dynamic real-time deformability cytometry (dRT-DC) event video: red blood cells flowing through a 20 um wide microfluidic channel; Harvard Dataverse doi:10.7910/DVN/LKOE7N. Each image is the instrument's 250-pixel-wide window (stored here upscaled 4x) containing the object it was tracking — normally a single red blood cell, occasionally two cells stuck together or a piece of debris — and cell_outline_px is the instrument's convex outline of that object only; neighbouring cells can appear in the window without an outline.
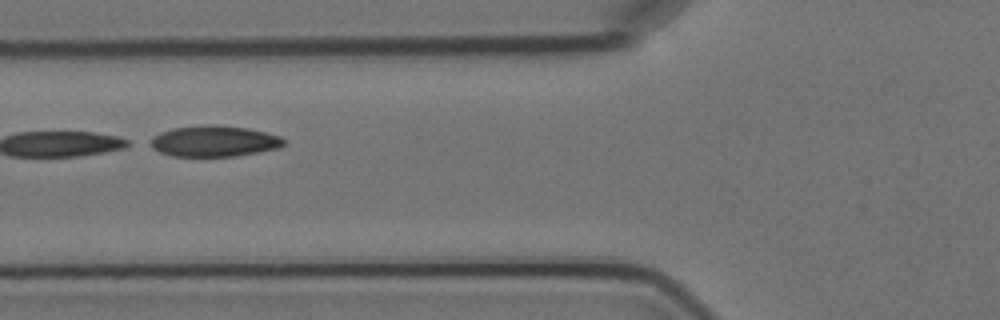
{"species": "Egyptian fruit bat (a non-hibernating species)", "species_latin": "Rousettus aegyptiacus", "temperature_condition": "cold", "stored_images_in_passage": 10, "camera_frame_rate_fps": 3000, "um_per_image_px": 0.085, "animal": {"sex": "female"}, "frame": {"image": 1, "passage_image": 5, "time_ms": 4.667, "image_size_px": [1000, 320], "cell_outline_px": [[284, 144], [280, 148], [232, 156], [172, 156], [160, 152], [152, 148], [152, 136], [160, 132], [172, 128], [208, 124], [216, 124], [248, 128], [280, 136], [284, 140]], "centroid_in_image_um": [18.19, 11.98], "position_along_channel_um": 107.6, "area_um2": 23.99}}
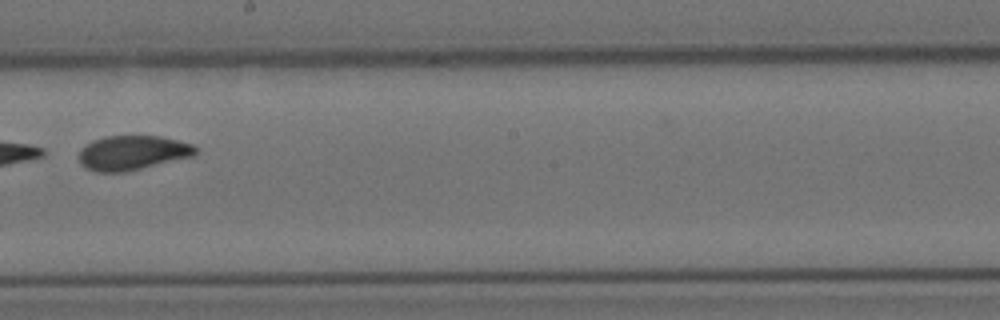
{"frame": {"image": 2, "passage_image": 8, "time_ms": 8.333, "image_size_px": [1000, 320], "cell_outline_px": [[196, 156], [124, 172], [96, 172], [84, 168], [80, 164], [80, 148], [92, 140], [104, 136], [160, 136], [192, 144], [196, 148]], "centroid_in_image_um": [11.24, 12.99], "position_along_channel_um": 237.0, "area_um2": 23.58}}
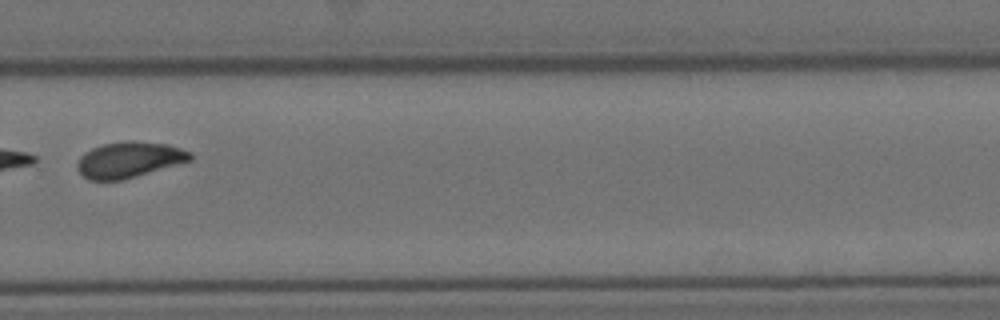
{"frame": {"image": 3, "passage_image": 10, "time_ms": 10.667, "image_size_px": [1000, 320], "cell_outline_px": [[192, 160], [124, 180], [88, 180], [76, 168], [76, 164], [80, 156], [84, 152], [92, 148], [104, 144], [124, 140], [132, 140], [168, 144], [192, 152]], "centroid_in_image_um": [10.97, 13.57], "position_along_channel_um": 318.8, "area_um2": 23.81}}